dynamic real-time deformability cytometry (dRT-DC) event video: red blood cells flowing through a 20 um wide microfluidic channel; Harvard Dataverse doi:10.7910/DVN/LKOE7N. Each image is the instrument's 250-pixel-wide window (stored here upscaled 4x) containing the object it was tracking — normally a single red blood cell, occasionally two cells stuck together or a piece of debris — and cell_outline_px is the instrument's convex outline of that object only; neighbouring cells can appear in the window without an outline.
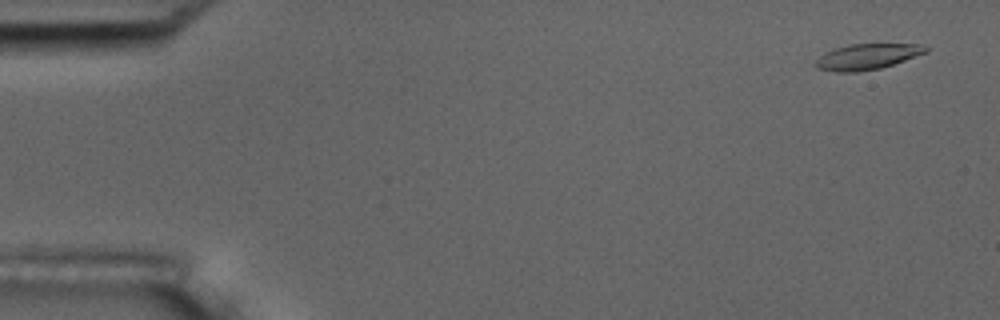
{"species": "common noctule bat (a hibernating species)", "species_latin": "Nyctalus noctula", "temperature_condition": "room temperature", "stored_images_in_passage": 5, "camera_frame_rate_fps": 3000, "um_per_image_px": 0.085, "animal": {"sex": "male", "body_mass_g": 17.5, "forearm_length_mm": 52.3}, "frame": {"image": 1, "passage_image": 1, "time_ms": 0.0, "image_size_px": [1000, 320], "cell_outline_px": [[928, 52], [880, 68], [856, 72], [836, 72], [816, 68], [812, 64], [820, 56], [836, 48], [852, 44], [924, 44], [928, 48]], "centroid_in_image_um": [73.7, 4.82], "position_along_channel_um": 11.3, "area_um2": 16.36}}
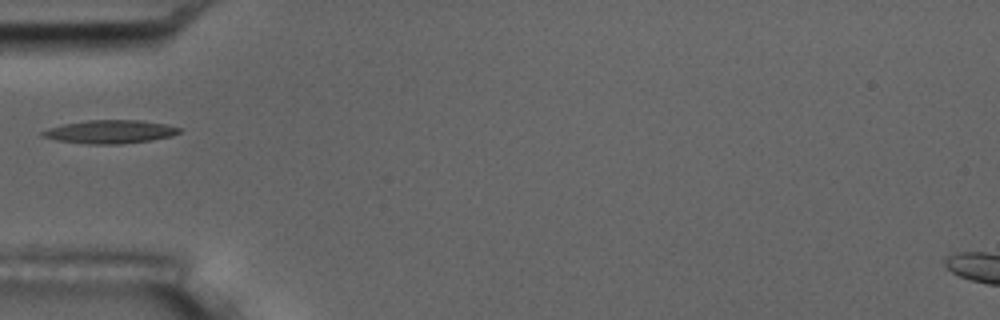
{"frame": {"image": 2, "passage_image": 5, "time_ms": 5.333, "image_size_px": [1000, 320], "cell_outline_px": [[184, 128], [180, 132], [172, 136], [152, 140], [120, 144], [88, 144], [56, 140], [40, 136], [40, 132], [48, 128], [64, 124], [88, 120], [140, 120], [164, 124]], "centroid_in_image_um": [9.36, 11.2], "position_along_channel_um": 75.6, "area_um2": 18.67}}